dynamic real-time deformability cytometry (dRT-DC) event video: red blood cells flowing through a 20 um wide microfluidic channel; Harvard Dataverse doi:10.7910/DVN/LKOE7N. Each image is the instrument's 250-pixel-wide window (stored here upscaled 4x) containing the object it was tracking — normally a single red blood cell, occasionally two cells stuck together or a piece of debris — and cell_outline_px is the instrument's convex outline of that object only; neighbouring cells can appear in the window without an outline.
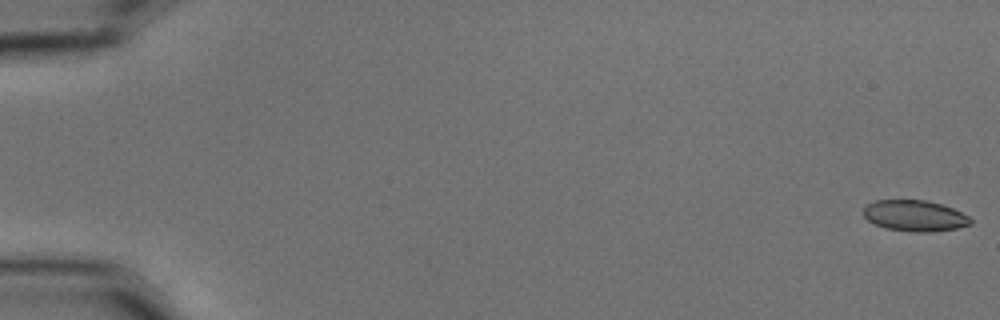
{"species": "common noctule bat (a hibernating species)", "species_latin": "Nyctalus noctula", "temperature_condition": "cold", "stored_images_in_passage": 15, "camera_frame_rate_fps": 3000, "um_per_image_px": 0.085, "animal": {"sex": "male", "body_mass_g": 15.6}, "frame": {"image": 1, "passage_image": 1, "time_ms": 0.0, "image_size_px": [1000, 320], "cell_outline_px": [[972, 224], [956, 228], [932, 232], [912, 232], [884, 228], [868, 220], [864, 216], [864, 208], [868, 204], [876, 200], [924, 200], [940, 204], [952, 208], [968, 216], [972, 220]], "centroid_in_image_um": [77.75, 18.35], "position_along_channel_um": 7.2, "area_um2": 19.25}}
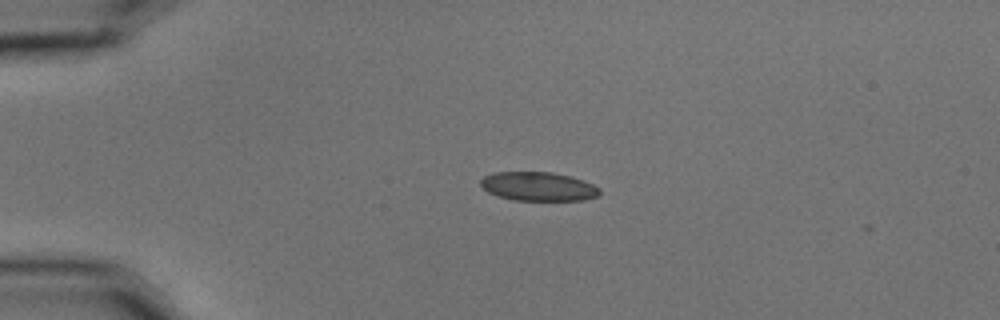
{"frame": {"image": 2, "passage_image": 14, "time_ms": 4.333, "image_size_px": [1000, 320], "cell_outline_px": [[600, 192], [596, 196], [584, 200], [516, 200], [500, 196], [488, 192], [480, 184], [480, 180], [484, 176], [496, 172], [552, 172], [584, 180], [600, 188]], "centroid_in_image_um": [45.76, 15.84], "position_along_channel_um": 39.2, "area_um2": 19.83}}